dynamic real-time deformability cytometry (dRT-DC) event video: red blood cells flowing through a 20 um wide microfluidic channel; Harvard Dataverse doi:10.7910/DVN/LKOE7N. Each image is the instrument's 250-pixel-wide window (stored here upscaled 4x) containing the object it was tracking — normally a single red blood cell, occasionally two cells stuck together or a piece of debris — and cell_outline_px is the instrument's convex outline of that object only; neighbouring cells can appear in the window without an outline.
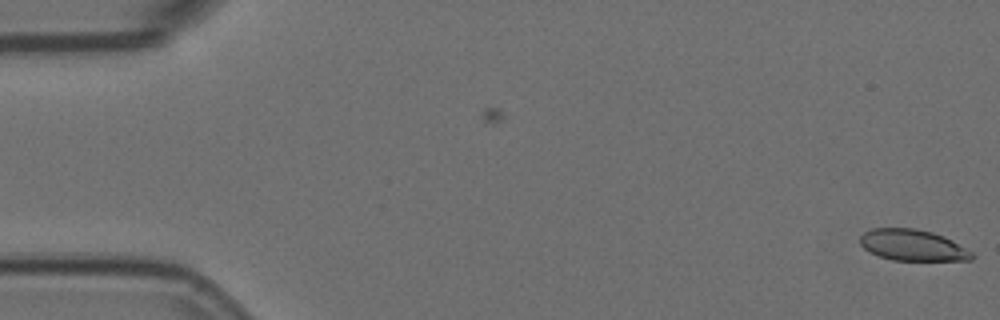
{"species": "Egyptian fruit bat (a non-hibernating species)", "species_latin": "Rousettus aegyptiacus", "temperature_condition": "room temperature", "stored_images_in_passage": 2, "camera_frame_rate_fps": 3000, "um_per_image_px": 0.085, "animal": {"sex": "female"}, "frame": {"image": 1, "passage_image": 2, "time_ms": 0.333, "image_size_px": [1000, 320], "cell_outline_px": [[976, 256], [972, 260], [892, 260], [868, 252], [860, 244], [860, 236], [864, 232], [872, 228], [916, 228], [932, 232], [944, 236], [952, 240], [972, 252]], "centroid_in_image_um": [77.57, 20.84], "position_along_channel_um": 7.4, "area_um2": 20.4}}